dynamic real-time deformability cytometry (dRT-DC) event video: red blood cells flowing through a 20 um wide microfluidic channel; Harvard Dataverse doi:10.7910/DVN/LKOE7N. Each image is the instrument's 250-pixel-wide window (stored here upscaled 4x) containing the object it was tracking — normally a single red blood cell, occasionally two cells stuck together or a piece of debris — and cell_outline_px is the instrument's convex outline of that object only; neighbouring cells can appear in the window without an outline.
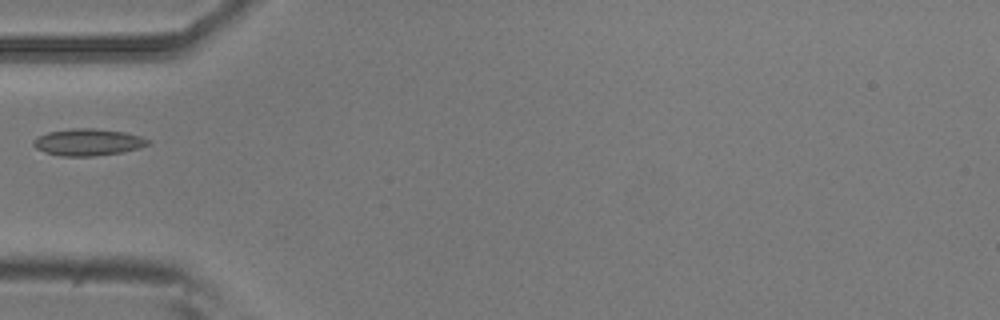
{"species": "common noctule bat (a hibernating species)", "species_latin": "Nyctalus noctula", "temperature_condition": "room temperature", "stored_images_in_passage": 37, "camera_frame_rate_fps": 3000, "um_per_image_px": 0.085, "animal": {"sex": "male", "body_mass_g": 20.5, "forearm_length_mm": 52.5}, "frame": {"image": 1, "passage_image": 1, "time_ms": 0.0, "image_size_px": [1000, 320], "cell_outline_px": [[148, 144], [140, 148], [120, 152], [92, 156], [60, 156], [36, 148], [32, 144], [32, 140], [48, 132], [72, 128], [96, 128], [124, 132], [140, 136], [148, 140]], "centroid_in_image_um": [7.46, 12.07], "position_along_channel_um": 77.5, "area_um2": 17.69}}
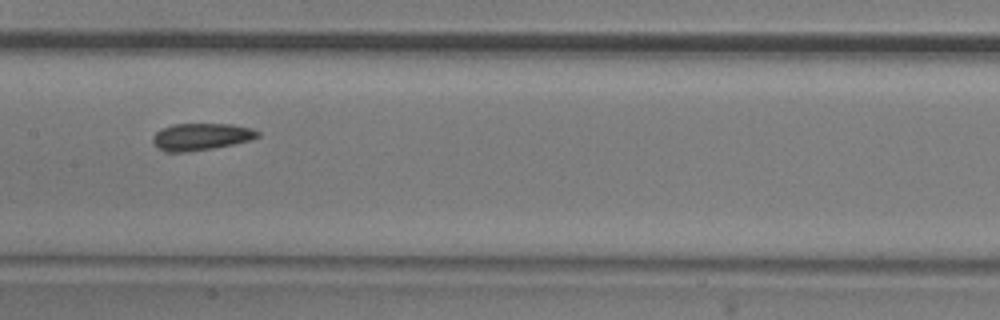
{"frame": {"image": 2, "passage_image": 10, "time_ms": 3.0, "image_size_px": [1000, 320], "cell_outline_px": [[260, 136], [248, 140], [232, 144], [212, 148], [184, 152], [164, 152], [152, 140], [152, 136], [160, 128], [172, 124], [232, 124], [252, 128], [260, 132]], "centroid_in_image_um": [17.07, 11.6], "position_along_channel_um": 190.3, "area_um2": 16.42}}
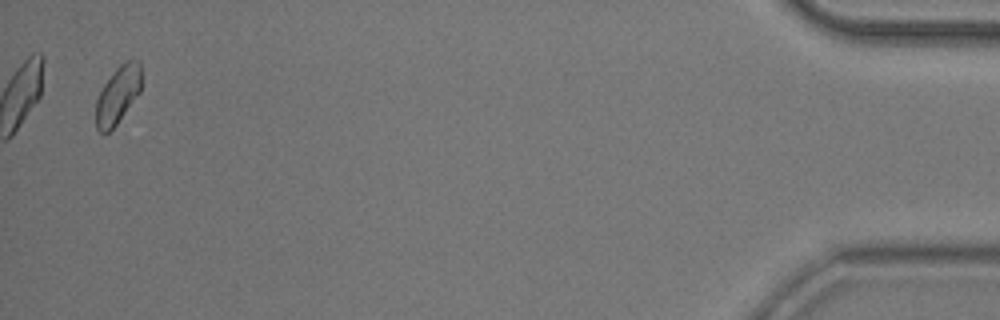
{"frame": {"image": 3, "passage_image": 36, "time_ms": 11.667, "image_size_px": [1000, 320], "cell_outline_px": [[140, 92], [116, 124], [104, 136], [96, 128], [96, 100], [104, 84], [116, 68], [120, 64], [128, 60], [140, 60]], "centroid_in_image_um": [10.0, 8.08], "position_along_channel_um": 425.2, "area_um2": 15.03}}